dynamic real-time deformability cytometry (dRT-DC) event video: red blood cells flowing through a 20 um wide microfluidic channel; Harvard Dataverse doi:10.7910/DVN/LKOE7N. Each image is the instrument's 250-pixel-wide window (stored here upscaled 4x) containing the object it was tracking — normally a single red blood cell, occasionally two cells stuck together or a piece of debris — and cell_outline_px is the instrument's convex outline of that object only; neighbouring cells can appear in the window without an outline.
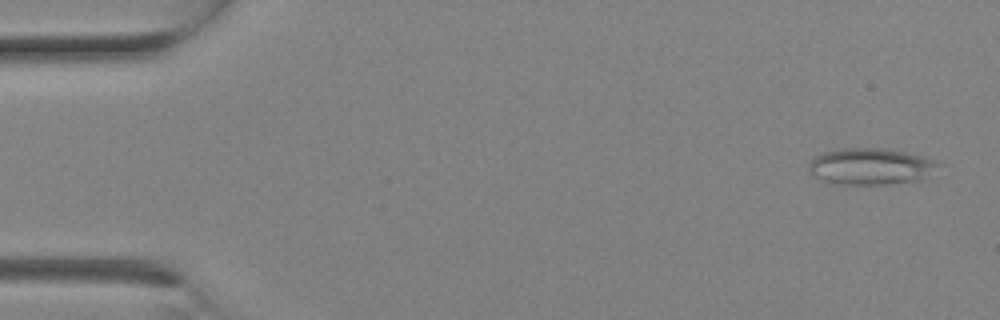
{"species": "Egyptian fruit bat (a non-hibernating species)", "species_latin": "Rousettus aegyptiacus", "temperature_condition": "room temperature", "stored_images_in_passage": 3, "camera_frame_rate_fps": 3000, "um_per_image_px": 0.085, "animal": {"sex": "female"}, "frame": {"image": 1, "passage_image": 1, "time_ms": 0.0, "image_size_px": [1000, 320], "cell_outline_px": [[944, 164], [920, 180], [884, 184], [844, 184], [824, 180], [812, 176], [808, 172], [808, 168], [812, 160], [820, 152], [840, 148], [888, 148], [936, 160]], "centroid_in_image_um": [74.01, 14.13], "position_along_channel_um": 11.0, "area_um2": 27.57}}